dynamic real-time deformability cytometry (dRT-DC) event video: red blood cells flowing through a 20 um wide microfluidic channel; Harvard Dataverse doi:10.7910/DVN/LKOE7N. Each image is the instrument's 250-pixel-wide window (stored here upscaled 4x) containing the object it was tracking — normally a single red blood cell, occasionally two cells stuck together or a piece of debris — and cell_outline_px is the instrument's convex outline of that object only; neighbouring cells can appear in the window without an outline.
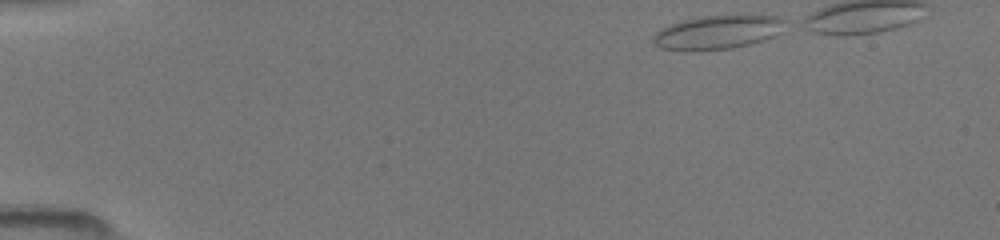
{"species": "common noctule bat (a hibernating species)", "species_latin": "Nyctalus noctula", "temperature_condition": "room temperature", "stored_images_in_passage": 8, "camera_frame_rate_fps": 3000, "um_per_image_px": 0.085, "animal": {"sex": "female", "body_mass_g": 19.5, "forearm_length_mm": 54.1}, "frame": {"image": 1, "passage_image": 1, "time_ms": 0.0, "image_size_px": [1000, 240], "cell_outline_px": [[784, 20], [772, 36], [760, 40], [728, 48], [664, 48], [656, 44], [656, 32], [664, 28], [688, 20], [708, 16], [772, 16]], "centroid_in_image_um": [61.01, 2.71], "position_along_channel_um": 24.0, "area_um2": 23.29}}